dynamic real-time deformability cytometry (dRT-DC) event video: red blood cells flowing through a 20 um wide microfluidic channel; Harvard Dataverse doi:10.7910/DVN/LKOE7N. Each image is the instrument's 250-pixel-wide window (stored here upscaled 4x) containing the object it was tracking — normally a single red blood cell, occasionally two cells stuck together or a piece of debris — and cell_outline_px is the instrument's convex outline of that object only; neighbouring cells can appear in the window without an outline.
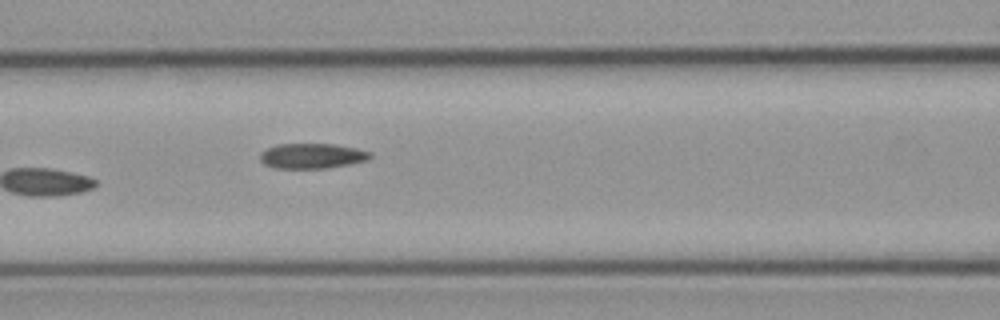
{"species": "common noctule bat (a hibernating species)", "species_latin": "Nyctalus noctula", "temperature_condition": "cold", "stored_images_in_passage": 4, "camera_frame_rate_fps": 3000, "um_per_image_px": 0.085, "animal": {"sex": "male", "body_mass_g": 23.1, "forearm_length_mm": 52.7}, "frame": {"image": 1, "passage_image": 3, "time_ms": 2.333, "image_size_px": [1000, 320], "cell_outline_px": [[372, 156], [368, 160], [328, 168], [272, 168], [264, 164], [260, 160], [260, 152], [276, 144], [336, 144], [356, 148], [372, 152]], "centroid_in_image_um": [26.52, 13.25], "position_along_channel_um": 140.1, "area_um2": 16.24}}